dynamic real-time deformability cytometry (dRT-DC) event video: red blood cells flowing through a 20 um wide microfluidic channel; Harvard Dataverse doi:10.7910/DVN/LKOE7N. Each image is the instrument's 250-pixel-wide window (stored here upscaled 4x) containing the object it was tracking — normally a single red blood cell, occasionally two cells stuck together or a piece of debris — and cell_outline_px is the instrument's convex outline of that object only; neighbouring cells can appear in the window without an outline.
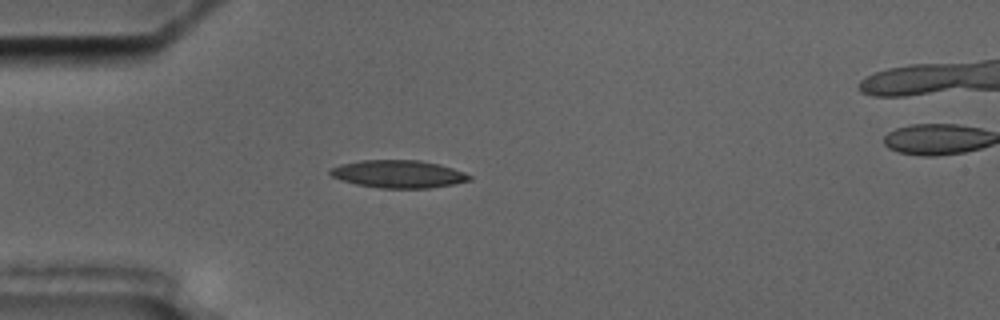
{"species": "common noctule bat (a hibernating species)", "species_latin": "Nyctalus noctula", "temperature_condition": "cold", "stored_images_in_passage": 2, "camera_frame_rate_fps": 3000, "um_per_image_px": 0.085, "animal": {"sex": "male", "body_mass_g": 17.5, "forearm_length_mm": 52.3}, "frame": {"image": 1, "passage_image": 1, "time_ms": 0.0, "image_size_px": [1000, 320], "cell_outline_px": [[472, 180], [452, 184], [428, 188], [380, 188], [356, 184], [340, 180], [332, 176], [328, 172], [332, 168], [340, 164], [360, 160], [420, 160], [440, 164], [464, 172], [472, 176]], "centroid_in_image_um": [33.86, 14.79], "position_along_channel_um": 51.1, "area_um2": 22.48}}